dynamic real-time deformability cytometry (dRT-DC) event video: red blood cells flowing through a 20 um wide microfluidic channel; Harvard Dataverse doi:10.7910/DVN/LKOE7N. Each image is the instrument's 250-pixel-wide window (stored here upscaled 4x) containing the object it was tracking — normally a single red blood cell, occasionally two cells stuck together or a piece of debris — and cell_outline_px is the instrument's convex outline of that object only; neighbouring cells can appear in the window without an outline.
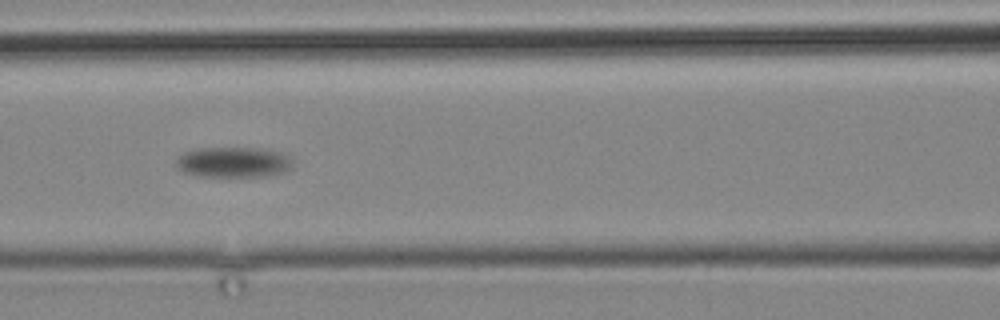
{"species": "common noctule bat (a hibernating species)", "species_latin": "Nyctalus noctula", "temperature_condition": "cold", "stored_images_in_passage": 5, "camera_frame_rate_fps": 3000, "um_per_image_px": 0.085, "animal": {"sex": "male", "body_mass_g": 19.2, "forearm_length_mm": 51.8}, "frame": {"image": 1, "passage_image": 4, "time_ms": 3.667, "image_size_px": [1000, 320], "cell_outline_px": [[292, 164], [284, 172], [260, 176], [196, 176], [184, 172], [176, 168], [176, 160], [184, 152], [192, 148], [260, 148], [280, 152], [288, 156]], "centroid_in_image_um": [19.76, 13.78], "position_along_channel_um": 146.8, "area_um2": 20.58}}